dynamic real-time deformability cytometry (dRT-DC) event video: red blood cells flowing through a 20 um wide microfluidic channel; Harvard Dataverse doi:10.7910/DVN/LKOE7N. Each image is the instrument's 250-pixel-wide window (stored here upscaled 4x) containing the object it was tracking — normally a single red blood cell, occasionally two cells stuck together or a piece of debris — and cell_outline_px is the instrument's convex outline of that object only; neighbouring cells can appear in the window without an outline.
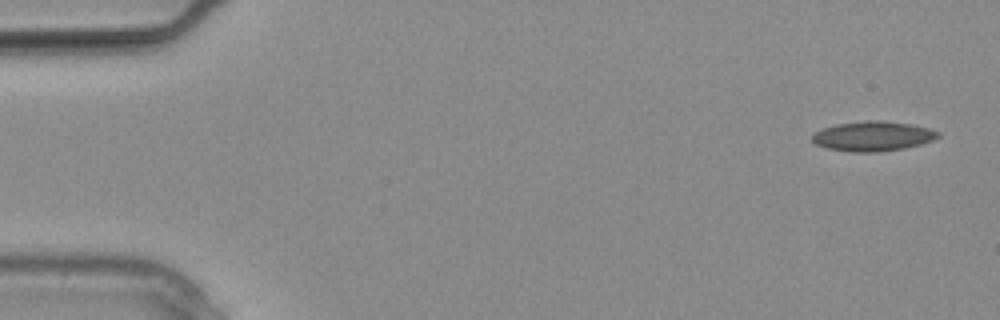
{"species": "common noctule bat (a hibernating species)", "species_latin": "Nyctalus noctula", "temperature_condition": "warm", "stored_images_in_passage": 13, "camera_frame_rate_fps": 3000, "um_per_image_px": 0.085, "animal": {"sex": "male", "body_mass_g": 20.4}, "frame": {"image": 1, "passage_image": 1, "time_ms": 0.0, "image_size_px": [1000, 320], "cell_outline_px": [[940, 136], [932, 140], [920, 144], [904, 148], [880, 152], [852, 152], [828, 148], [816, 144], [812, 140], [812, 136], [816, 132], [824, 128], [836, 124], [872, 120], [880, 120], [908, 124], [928, 128], [940, 132]], "centroid_in_image_um": [74.2, 11.58], "position_along_channel_um": 10.8, "area_um2": 21.56}}
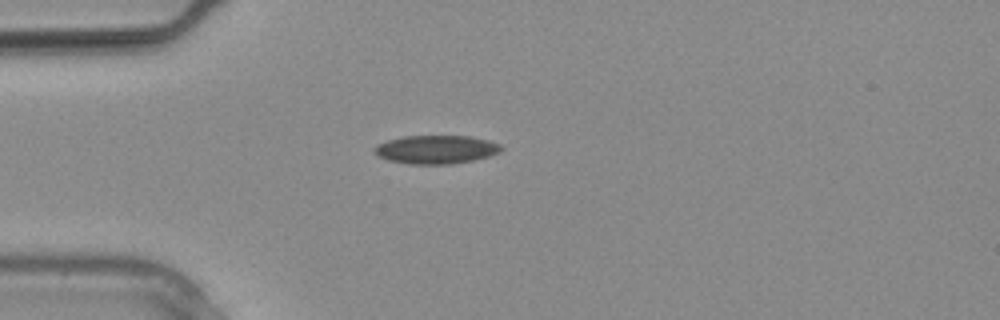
{"frame": {"image": 2, "passage_image": 7, "time_ms": 2.0, "image_size_px": [1000, 320], "cell_outline_px": [[504, 148], [500, 152], [488, 156], [472, 160], [452, 164], [408, 164], [388, 160], [376, 156], [372, 152], [372, 148], [376, 144], [388, 140], [404, 136], [472, 136], [488, 140], [500, 144]], "centroid_in_image_um": [37.02, 12.7], "position_along_channel_um": 48.0, "area_um2": 21.27}}